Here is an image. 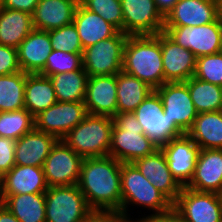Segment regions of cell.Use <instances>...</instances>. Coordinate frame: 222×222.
I'll return each mask as SVG.
<instances>
[{
  "label": "cell",
  "mask_w": 222,
  "mask_h": 222,
  "mask_svg": "<svg viewBox=\"0 0 222 222\" xmlns=\"http://www.w3.org/2000/svg\"><path fill=\"white\" fill-rule=\"evenodd\" d=\"M219 196H220V199H221V202H222V191L219 193Z\"/></svg>",
  "instance_id": "48"
},
{
  "label": "cell",
  "mask_w": 222,
  "mask_h": 222,
  "mask_svg": "<svg viewBox=\"0 0 222 222\" xmlns=\"http://www.w3.org/2000/svg\"><path fill=\"white\" fill-rule=\"evenodd\" d=\"M16 140L0 137V178L15 166Z\"/></svg>",
  "instance_id": "40"
},
{
  "label": "cell",
  "mask_w": 222,
  "mask_h": 222,
  "mask_svg": "<svg viewBox=\"0 0 222 222\" xmlns=\"http://www.w3.org/2000/svg\"><path fill=\"white\" fill-rule=\"evenodd\" d=\"M135 222H187L174 208L160 213L142 216V218L135 220Z\"/></svg>",
  "instance_id": "41"
},
{
  "label": "cell",
  "mask_w": 222,
  "mask_h": 222,
  "mask_svg": "<svg viewBox=\"0 0 222 222\" xmlns=\"http://www.w3.org/2000/svg\"><path fill=\"white\" fill-rule=\"evenodd\" d=\"M58 140L56 136L34 128L16 140L15 165L43 167Z\"/></svg>",
  "instance_id": "22"
},
{
  "label": "cell",
  "mask_w": 222,
  "mask_h": 222,
  "mask_svg": "<svg viewBox=\"0 0 222 222\" xmlns=\"http://www.w3.org/2000/svg\"><path fill=\"white\" fill-rule=\"evenodd\" d=\"M39 0H4L3 7L33 14Z\"/></svg>",
  "instance_id": "43"
},
{
  "label": "cell",
  "mask_w": 222,
  "mask_h": 222,
  "mask_svg": "<svg viewBox=\"0 0 222 222\" xmlns=\"http://www.w3.org/2000/svg\"><path fill=\"white\" fill-rule=\"evenodd\" d=\"M0 222H20L4 204L0 202Z\"/></svg>",
  "instance_id": "45"
},
{
  "label": "cell",
  "mask_w": 222,
  "mask_h": 222,
  "mask_svg": "<svg viewBox=\"0 0 222 222\" xmlns=\"http://www.w3.org/2000/svg\"><path fill=\"white\" fill-rule=\"evenodd\" d=\"M163 31L196 58L222 52V25L215 22L199 26L164 27Z\"/></svg>",
  "instance_id": "9"
},
{
  "label": "cell",
  "mask_w": 222,
  "mask_h": 222,
  "mask_svg": "<svg viewBox=\"0 0 222 222\" xmlns=\"http://www.w3.org/2000/svg\"><path fill=\"white\" fill-rule=\"evenodd\" d=\"M4 0H0V9L3 8Z\"/></svg>",
  "instance_id": "47"
},
{
  "label": "cell",
  "mask_w": 222,
  "mask_h": 222,
  "mask_svg": "<svg viewBox=\"0 0 222 222\" xmlns=\"http://www.w3.org/2000/svg\"><path fill=\"white\" fill-rule=\"evenodd\" d=\"M145 82L123 71L117 74V114L133 113L134 110L153 92Z\"/></svg>",
  "instance_id": "30"
},
{
  "label": "cell",
  "mask_w": 222,
  "mask_h": 222,
  "mask_svg": "<svg viewBox=\"0 0 222 222\" xmlns=\"http://www.w3.org/2000/svg\"><path fill=\"white\" fill-rule=\"evenodd\" d=\"M75 25L83 49L97 42L115 36L119 30L101 16L87 10L80 3L75 10Z\"/></svg>",
  "instance_id": "25"
},
{
  "label": "cell",
  "mask_w": 222,
  "mask_h": 222,
  "mask_svg": "<svg viewBox=\"0 0 222 222\" xmlns=\"http://www.w3.org/2000/svg\"><path fill=\"white\" fill-rule=\"evenodd\" d=\"M47 189L43 167L15 165L0 178V195L45 193Z\"/></svg>",
  "instance_id": "21"
},
{
  "label": "cell",
  "mask_w": 222,
  "mask_h": 222,
  "mask_svg": "<svg viewBox=\"0 0 222 222\" xmlns=\"http://www.w3.org/2000/svg\"><path fill=\"white\" fill-rule=\"evenodd\" d=\"M173 208L187 222H222V202L217 193L183 187Z\"/></svg>",
  "instance_id": "11"
},
{
  "label": "cell",
  "mask_w": 222,
  "mask_h": 222,
  "mask_svg": "<svg viewBox=\"0 0 222 222\" xmlns=\"http://www.w3.org/2000/svg\"><path fill=\"white\" fill-rule=\"evenodd\" d=\"M17 50L21 71L27 74L40 73L52 52L48 31L33 29Z\"/></svg>",
  "instance_id": "23"
},
{
  "label": "cell",
  "mask_w": 222,
  "mask_h": 222,
  "mask_svg": "<svg viewBox=\"0 0 222 222\" xmlns=\"http://www.w3.org/2000/svg\"><path fill=\"white\" fill-rule=\"evenodd\" d=\"M79 0H39L32 14L34 29L50 31L73 23Z\"/></svg>",
  "instance_id": "24"
},
{
  "label": "cell",
  "mask_w": 222,
  "mask_h": 222,
  "mask_svg": "<svg viewBox=\"0 0 222 222\" xmlns=\"http://www.w3.org/2000/svg\"><path fill=\"white\" fill-rule=\"evenodd\" d=\"M217 19V0H179L164 18V27H193L212 23Z\"/></svg>",
  "instance_id": "17"
},
{
  "label": "cell",
  "mask_w": 222,
  "mask_h": 222,
  "mask_svg": "<svg viewBox=\"0 0 222 222\" xmlns=\"http://www.w3.org/2000/svg\"><path fill=\"white\" fill-rule=\"evenodd\" d=\"M20 71L17 48L0 44V75H8Z\"/></svg>",
  "instance_id": "39"
},
{
  "label": "cell",
  "mask_w": 222,
  "mask_h": 222,
  "mask_svg": "<svg viewBox=\"0 0 222 222\" xmlns=\"http://www.w3.org/2000/svg\"><path fill=\"white\" fill-rule=\"evenodd\" d=\"M162 101L163 112L187 133L197 117L185 82H166L155 90Z\"/></svg>",
  "instance_id": "14"
},
{
  "label": "cell",
  "mask_w": 222,
  "mask_h": 222,
  "mask_svg": "<svg viewBox=\"0 0 222 222\" xmlns=\"http://www.w3.org/2000/svg\"><path fill=\"white\" fill-rule=\"evenodd\" d=\"M49 78L58 102L85 101L89 76L83 67L77 71L53 74Z\"/></svg>",
  "instance_id": "31"
},
{
  "label": "cell",
  "mask_w": 222,
  "mask_h": 222,
  "mask_svg": "<svg viewBox=\"0 0 222 222\" xmlns=\"http://www.w3.org/2000/svg\"><path fill=\"white\" fill-rule=\"evenodd\" d=\"M34 128V116L26 108L0 112V137L18 140Z\"/></svg>",
  "instance_id": "34"
},
{
  "label": "cell",
  "mask_w": 222,
  "mask_h": 222,
  "mask_svg": "<svg viewBox=\"0 0 222 222\" xmlns=\"http://www.w3.org/2000/svg\"><path fill=\"white\" fill-rule=\"evenodd\" d=\"M123 33L128 36L157 35L163 32L164 17L154 0H120Z\"/></svg>",
  "instance_id": "12"
},
{
  "label": "cell",
  "mask_w": 222,
  "mask_h": 222,
  "mask_svg": "<svg viewBox=\"0 0 222 222\" xmlns=\"http://www.w3.org/2000/svg\"><path fill=\"white\" fill-rule=\"evenodd\" d=\"M194 77L222 86V52L196 58Z\"/></svg>",
  "instance_id": "38"
},
{
  "label": "cell",
  "mask_w": 222,
  "mask_h": 222,
  "mask_svg": "<svg viewBox=\"0 0 222 222\" xmlns=\"http://www.w3.org/2000/svg\"><path fill=\"white\" fill-rule=\"evenodd\" d=\"M109 156L121 163L153 154L159 147L144 134L142 126L133 113H120L113 117Z\"/></svg>",
  "instance_id": "4"
},
{
  "label": "cell",
  "mask_w": 222,
  "mask_h": 222,
  "mask_svg": "<svg viewBox=\"0 0 222 222\" xmlns=\"http://www.w3.org/2000/svg\"><path fill=\"white\" fill-rule=\"evenodd\" d=\"M128 35L119 31L115 36L83 50V69L89 77L116 75L122 71L124 48Z\"/></svg>",
  "instance_id": "7"
},
{
  "label": "cell",
  "mask_w": 222,
  "mask_h": 222,
  "mask_svg": "<svg viewBox=\"0 0 222 222\" xmlns=\"http://www.w3.org/2000/svg\"><path fill=\"white\" fill-rule=\"evenodd\" d=\"M80 222H124V220L116 212L92 210Z\"/></svg>",
  "instance_id": "42"
},
{
  "label": "cell",
  "mask_w": 222,
  "mask_h": 222,
  "mask_svg": "<svg viewBox=\"0 0 222 222\" xmlns=\"http://www.w3.org/2000/svg\"><path fill=\"white\" fill-rule=\"evenodd\" d=\"M83 160V157L59 139L43 164L47 186L77 185Z\"/></svg>",
  "instance_id": "10"
},
{
  "label": "cell",
  "mask_w": 222,
  "mask_h": 222,
  "mask_svg": "<svg viewBox=\"0 0 222 222\" xmlns=\"http://www.w3.org/2000/svg\"><path fill=\"white\" fill-rule=\"evenodd\" d=\"M121 167L111 156L84 158L77 186L92 210L121 216Z\"/></svg>",
  "instance_id": "1"
},
{
  "label": "cell",
  "mask_w": 222,
  "mask_h": 222,
  "mask_svg": "<svg viewBox=\"0 0 222 222\" xmlns=\"http://www.w3.org/2000/svg\"><path fill=\"white\" fill-rule=\"evenodd\" d=\"M197 113L222 110V86L191 77L185 82Z\"/></svg>",
  "instance_id": "32"
},
{
  "label": "cell",
  "mask_w": 222,
  "mask_h": 222,
  "mask_svg": "<svg viewBox=\"0 0 222 222\" xmlns=\"http://www.w3.org/2000/svg\"><path fill=\"white\" fill-rule=\"evenodd\" d=\"M218 2V20L222 25V0H217Z\"/></svg>",
  "instance_id": "46"
},
{
  "label": "cell",
  "mask_w": 222,
  "mask_h": 222,
  "mask_svg": "<svg viewBox=\"0 0 222 222\" xmlns=\"http://www.w3.org/2000/svg\"><path fill=\"white\" fill-rule=\"evenodd\" d=\"M187 188L219 194L222 191V149H200Z\"/></svg>",
  "instance_id": "20"
},
{
  "label": "cell",
  "mask_w": 222,
  "mask_h": 222,
  "mask_svg": "<svg viewBox=\"0 0 222 222\" xmlns=\"http://www.w3.org/2000/svg\"><path fill=\"white\" fill-rule=\"evenodd\" d=\"M158 11L165 18L179 0H154Z\"/></svg>",
  "instance_id": "44"
},
{
  "label": "cell",
  "mask_w": 222,
  "mask_h": 222,
  "mask_svg": "<svg viewBox=\"0 0 222 222\" xmlns=\"http://www.w3.org/2000/svg\"><path fill=\"white\" fill-rule=\"evenodd\" d=\"M34 29L32 15L9 8L0 9V44L18 48Z\"/></svg>",
  "instance_id": "27"
},
{
  "label": "cell",
  "mask_w": 222,
  "mask_h": 222,
  "mask_svg": "<svg viewBox=\"0 0 222 222\" xmlns=\"http://www.w3.org/2000/svg\"><path fill=\"white\" fill-rule=\"evenodd\" d=\"M161 52L164 69V83L186 82L194 76L196 56L161 32Z\"/></svg>",
  "instance_id": "16"
},
{
  "label": "cell",
  "mask_w": 222,
  "mask_h": 222,
  "mask_svg": "<svg viewBox=\"0 0 222 222\" xmlns=\"http://www.w3.org/2000/svg\"><path fill=\"white\" fill-rule=\"evenodd\" d=\"M0 202L20 222H46L45 193L0 195Z\"/></svg>",
  "instance_id": "28"
},
{
  "label": "cell",
  "mask_w": 222,
  "mask_h": 222,
  "mask_svg": "<svg viewBox=\"0 0 222 222\" xmlns=\"http://www.w3.org/2000/svg\"><path fill=\"white\" fill-rule=\"evenodd\" d=\"M117 74L88 78L84 104L88 114L114 117L117 114Z\"/></svg>",
  "instance_id": "18"
},
{
  "label": "cell",
  "mask_w": 222,
  "mask_h": 222,
  "mask_svg": "<svg viewBox=\"0 0 222 222\" xmlns=\"http://www.w3.org/2000/svg\"><path fill=\"white\" fill-rule=\"evenodd\" d=\"M79 3L123 32V15L120 0H79Z\"/></svg>",
  "instance_id": "36"
},
{
  "label": "cell",
  "mask_w": 222,
  "mask_h": 222,
  "mask_svg": "<svg viewBox=\"0 0 222 222\" xmlns=\"http://www.w3.org/2000/svg\"><path fill=\"white\" fill-rule=\"evenodd\" d=\"M121 218L124 222H135L127 210L129 205H137L151 210L152 214L167 212L173 203L146 178L133 163H122L121 167Z\"/></svg>",
  "instance_id": "3"
},
{
  "label": "cell",
  "mask_w": 222,
  "mask_h": 222,
  "mask_svg": "<svg viewBox=\"0 0 222 222\" xmlns=\"http://www.w3.org/2000/svg\"><path fill=\"white\" fill-rule=\"evenodd\" d=\"M52 50L83 54V47L73 23L48 31Z\"/></svg>",
  "instance_id": "37"
},
{
  "label": "cell",
  "mask_w": 222,
  "mask_h": 222,
  "mask_svg": "<svg viewBox=\"0 0 222 222\" xmlns=\"http://www.w3.org/2000/svg\"><path fill=\"white\" fill-rule=\"evenodd\" d=\"M144 134L159 148L173 138L186 134L174 121H171L163 112L162 101L154 90L134 110Z\"/></svg>",
  "instance_id": "8"
},
{
  "label": "cell",
  "mask_w": 222,
  "mask_h": 222,
  "mask_svg": "<svg viewBox=\"0 0 222 222\" xmlns=\"http://www.w3.org/2000/svg\"><path fill=\"white\" fill-rule=\"evenodd\" d=\"M160 149L173 177L182 187H186L193 177L200 148L187 134H183Z\"/></svg>",
  "instance_id": "15"
},
{
  "label": "cell",
  "mask_w": 222,
  "mask_h": 222,
  "mask_svg": "<svg viewBox=\"0 0 222 222\" xmlns=\"http://www.w3.org/2000/svg\"><path fill=\"white\" fill-rule=\"evenodd\" d=\"M122 71L156 90L164 84L161 32L157 35L128 36Z\"/></svg>",
  "instance_id": "2"
},
{
  "label": "cell",
  "mask_w": 222,
  "mask_h": 222,
  "mask_svg": "<svg viewBox=\"0 0 222 222\" xmlns=\"http://www.w3.org/2000/svg\"><path fill=\"white\" fill-rule=\"evenodd\" d=\"M46 222H80L92 209L77 185L52 186L45 192Z\"/></svg>",
  "instance_id": "6"
},
{
  "label": "cell",
  "mask_w": 222,
  "mask_h": 222,
  "mask_svg": "<svg viewBox=\"0 0 222 222\" xmlns=\"http://www.w3.org/2000/svg\"><path fill=\"white\" fill-rule=\"evenodd\" d=\"M26 75L23 71L0 75V112L24 108Z\"/></svg>",
  "instance_id": "33"
},
{
  "label": "cell",
  "mask_w": 222,
  "mask_h": 222,
  "mask_svg": "<svg viewBox=\"0 0 222 222\" xmlns=\"http://www.w3.org/2000/svg\"><path fill=\"white\" fill-rule=\"evenodd\" d=\"M84 102H56L34 117L35 129L62 139L87 115Z\"/></svg>",
  "instance_id": "13"
},
{
  "label": "cell",
  "mask_w": 222,
  "mask_h": 222,
  "mask_svg": "<svg viewBox=\"0 0 222 222\" xmlns=\"http://www.w3.org/2000/svg\"><path fill=\"white\" fill-rule=\"evenodd\" d=\"M82 55L52 50L44 69L39 74L49 77L53 74L77 71L83 67Z\"/></svg>",
  "instance_id": "35"
},
{
  "label": "cell",
  "mask_w": 222,
  "mask_h": 222,
  "mask_svg": "<svg viewBox=\"0 0 222 222\" xmlns=\"http://www.w3.org/2000/svg\"><path fill=\"white\" fill-rule=\"evenodd\" d=\"M57 102L53 83L48 76L27 74L24 91V108L34 117Z\"/></svg>",
  "instance_id": "29"
},
{
  "label": "cell",
  "mask_w": 222,
  "mask_h": 222,
  "mask_svg": "<svg viewBox=\"0 0 222 222\" xmlns=\"http://www.w3.org/2000/svg\"><path fill=\"white\" fill-rule=\"evenodd\" d=\"M133 164L172 203L176 201L183 187L170 172L165 155L160 148L151 155L135 160Z\"/></svg>",
  "instance_id": "19"
},
{
  "label": "cell",
  "mask_w": 222,
  "mask_h": 222,
  "mask_svg": "<svg viewBox=\"0 0 222 222\" xmlns=\"http://www.w3.org/2000/svg\"><path fill=\"white\" fill-rule=\"evenodd\" d=\"M113 117L87 114L62 140L83 158L109 156Z\"/></svg>",
  "instance_id": "5"
},
{
  "label": "cell",
  "mask_w": 222,
  "mask_h": 222,
  "mask_svg": "<svg viewBox=\"0 0 222 222\" xmlns=\"http://www.w3.org/2000/svg\"><path fill=\"white\" fill-rule=\"evenodd\" d=\"M186 134L200 149H222V111L198 113Z\"/></svg>",
  "instance_id": "26"
}]
</instances>
